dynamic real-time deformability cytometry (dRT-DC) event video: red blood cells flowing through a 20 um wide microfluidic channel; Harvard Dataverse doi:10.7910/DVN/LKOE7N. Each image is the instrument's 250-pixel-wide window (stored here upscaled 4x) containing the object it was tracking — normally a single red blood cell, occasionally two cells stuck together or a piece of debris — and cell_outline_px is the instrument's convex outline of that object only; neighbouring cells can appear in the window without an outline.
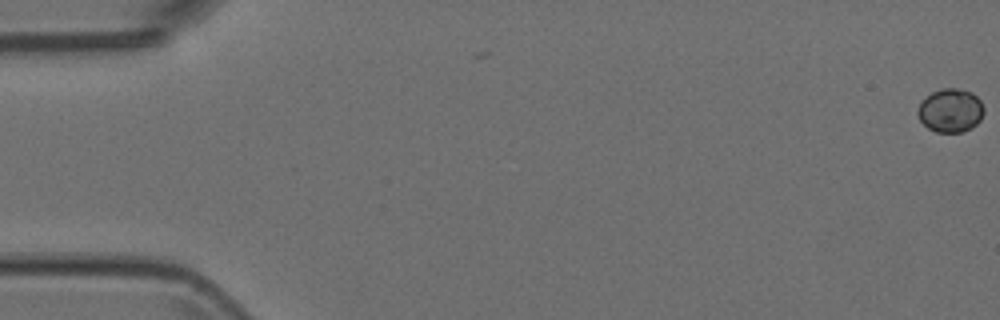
{"species": "Egyptian fruit bat (a non-hibernating species)", "species_latin": "Rousettus aegyptiacus", "temperature_condition": "room temperature", "stored_images_in_passage": 2, "camera_frame_rate_fps": 3000, "um_per_image_px": 0.085, "animal": {"sex": "female"}, "frame": {"image": 1, "passage_image": 1, "time_ms": 0.0, "image_size_px": [1000, 320], "cell_outline_px": [[984, 112], [980, 120], [972, 128], [964, 132], [936, 132], [928, 128], [920, 120], [916, 112], [924, 96], [932, 92], [944, 88], [956, 88], [972, 92], [980, 100], [984, 108]], "centroid_in_image_um": [80.79, 9.39], "position_along_channel_um": 4.2, "area_um2": 16.94}}